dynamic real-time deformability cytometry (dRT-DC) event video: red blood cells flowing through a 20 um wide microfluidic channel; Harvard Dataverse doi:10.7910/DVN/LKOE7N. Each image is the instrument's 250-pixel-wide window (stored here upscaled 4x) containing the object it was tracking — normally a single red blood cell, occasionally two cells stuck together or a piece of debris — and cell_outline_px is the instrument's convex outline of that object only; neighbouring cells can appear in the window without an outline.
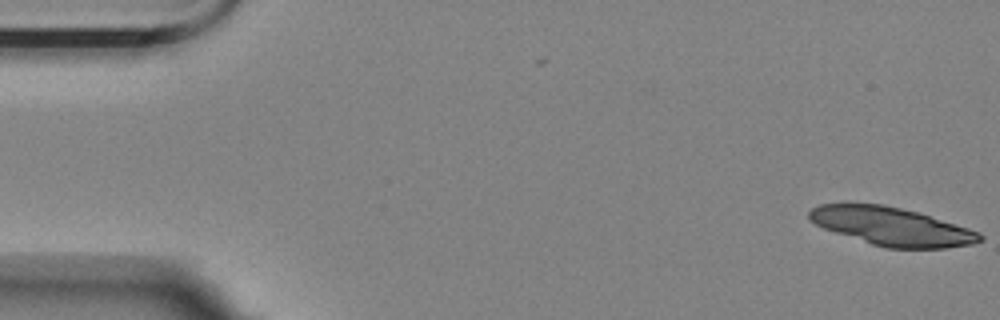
{"species": "Egyptian fruit bat (a non-hibernating species)", "species_latin": "Rousettus aegyptiacus", "temperature_condition": "room temperature", "stored_images_in_passage": 56, "camera_frame_rate_fps": 3000, "um_per_image_px": 0.085, "animal": {"sex": "female"}, "frame": {"image": 1, "passage_image": 1, "time_ms": 0.0, "image_size_px": [1000, 320], "cell_outline_px": [[984, 240], [972, 244], [944, 248], [884, 248], [824, 228], [808, 220], [808, 212], [812, 208], [820, 204], [884, 204], [916, 212], [968, 228], [980, 232], [984, 236]], "centroid_in_image_um": [75.8, 19.25], "position_along_channel_um": 9.2, "area_um2": 37.57}}
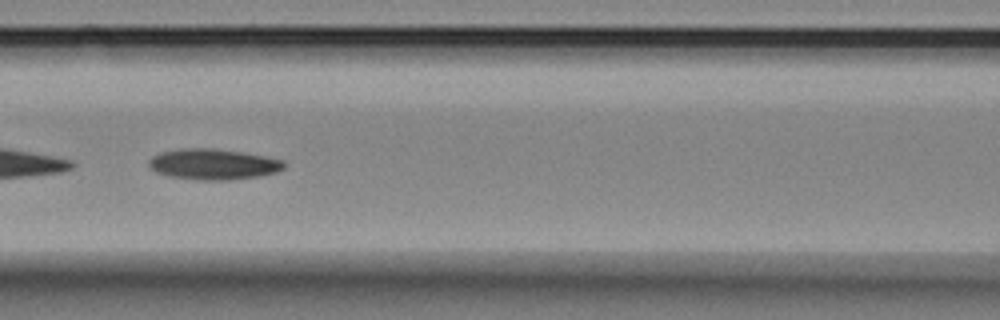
{"frame": {"image": 2, "passage_image": 24, "time_ms": 7.667, "image_size_px": [1000, 320], "cell_outline_px": [[284, 168], [276, 172], [260, 176], [228, 180], [200, 180], [168, 176], [156, 172], [148, 164], [148, 160], [152, 156], [160, 152], [180, 148], [216, 148], [244, 152], [284, 160]], "centroid_in_image_um": [18.11, 13.95], "position_along_channel_um": 148.5, "area_um2": 24.39}}
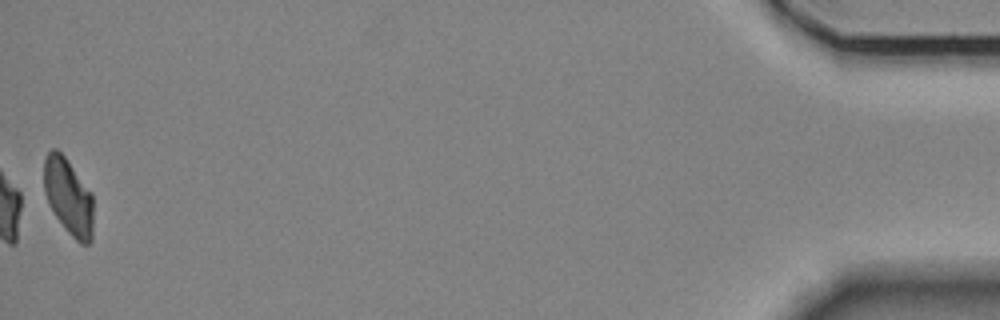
{"frame": {"image": 3, "passage_image": 56, "time_ms": 18.333, "image_size_px": [1000, 320], "cell_outline_px": [[92, 240], [88, 244], [80, 244], [64, 228], [56, 216], [44, 192], [44, 156], [52, 148], [56, 148], [64, 156], [92, 192]], "centroid_in_image_um": [5.82, 16.7], "position_along_channel_um": 429.4, "area_um2": 21.85}, "authors_computed_cell_mechanics": {"area_um2": 23.9292, "velocity_mm_per_s": 3.509, "shape_relaxation_time_tau1_ms": 6.432, "shape_relaxation_time_tau2_ms": null, "deformation_change_tau1": 0.1409, "deformation_change_tau2": null}}